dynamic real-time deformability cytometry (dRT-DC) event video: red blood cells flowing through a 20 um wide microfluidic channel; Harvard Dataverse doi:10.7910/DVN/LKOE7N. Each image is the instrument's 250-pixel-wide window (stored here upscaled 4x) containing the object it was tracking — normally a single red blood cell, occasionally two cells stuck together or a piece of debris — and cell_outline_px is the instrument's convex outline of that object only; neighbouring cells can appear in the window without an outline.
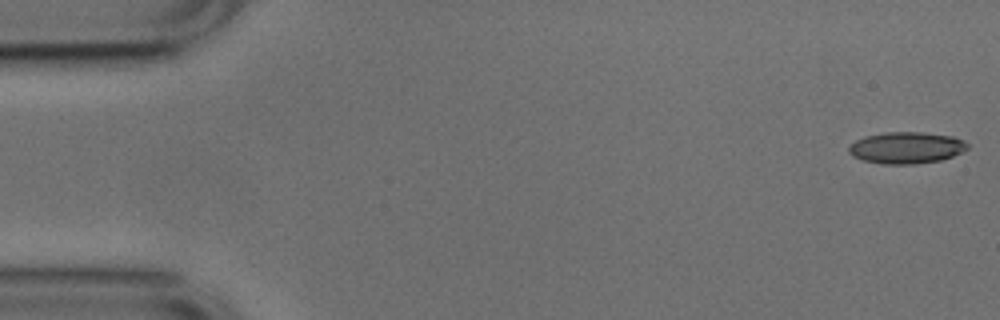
{"species": "common noctule bat (a hibernating species)", "species_latin": "Nyctalus noctula", "temperature_condition": "cold", "stored_images_in_passage": 52, "camera_frame_rate_fps": 3000, "um_per_image_px": 0.085, "animal": {"sex": "male", "body_mass_g": 17.9, "forearm_length_mm": 54.2}, "frame": {"image": 1, "passage_image": 1, "time_ms": 0.0, "image_size_px": [1000, 320], "cell_outline_px": [[968, 148], [952, 156], [940, 160], [916, 164], [884, 164], [864, 160], [852, 156], [848, 152], [848, 148], [856, 140], [864, 136], [884, 132], [920, 132], [952, 136], [964, 140], [968, 144]], "centroid_in_image_um": [77.03, 12.55], "position_along_channel_um": 8.0, "area_um2": 21.79}}
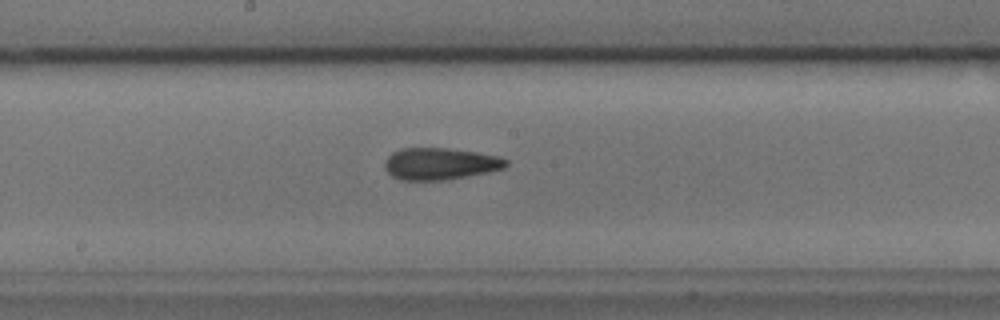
{"frame": {"image": 2, "passage_image": 27, "time_ms": 8.667, "image_size_px": [1000, 320], "cell_outline_px": [[508, 164], [504, 168], [488, 172], [444, 180], [400, 180], [392, 176], [384, 168], [384, 160], [392, 152], [400, 148], [448, 148], [476, 152], [500, 156], [508, 160]], "centroid_in_image_um": [37.39, 13.91], "position_along_channel_um": 210.8, "area_um2": 22.66}}
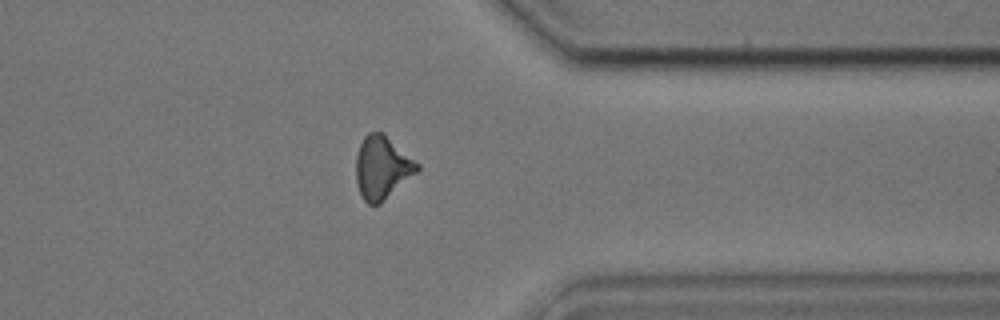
{"frame": {"image": 3, "passage_image": 41, "time_ms": 13.333, "image_size_px": [1000, 320], "cell_outline_px": [[420, 168], [416, 172], [380, 204], [368, 204], [364, 200], [360, 192], [356, 180], [356, 156], [360, 144], [364, 136], [368, 132], [384, 132], [420, 164]], "centroid_in_image_um": [32.47, 14.21], "position_along_channel_um": 378.9, "area_um2": 22.37}, "authors_computed_cell_mechanics": {"area_um2": 21.8773, "velocity_mm_per_s": 3.7804, "shape_relaxation_time_tau1_ms": null, "shape_relaxation_time_tau2_ms": 2.3101, "deformation_change_tau1": null, "deformation_change_tau2": 0.0956}}